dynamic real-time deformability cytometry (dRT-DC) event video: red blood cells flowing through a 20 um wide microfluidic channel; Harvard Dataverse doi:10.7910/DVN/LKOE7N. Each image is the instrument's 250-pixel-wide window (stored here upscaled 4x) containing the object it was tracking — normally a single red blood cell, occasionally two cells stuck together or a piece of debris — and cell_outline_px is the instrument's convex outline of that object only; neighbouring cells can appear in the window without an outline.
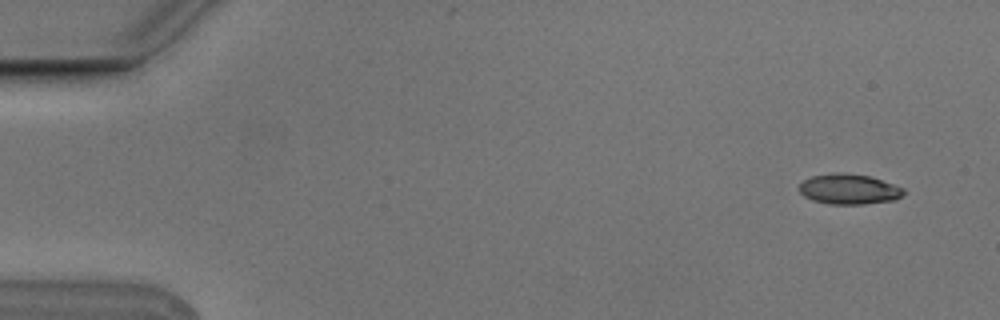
{"species": "Egyptian fruit bat (a non-hibernating species)", "species_latin": "Rousettus aegyptiacus", "temperature_condition": "cold", "stored_images_in_passage": 6, "camera_frame_rate_fps": 3000, "um_per_image_px": 0.085, "animal": {"sex": "male"}, "frame": {"image": 1, "passage_image": 1, "time_ms": 0.0, "image_size_px": [1000, 320], "cell_outline_px": [[904, 192], [896, 200], [864, 204], [828, 204], [812, 200], [804, 196], [800, 192], [800, 184], [804, 180], [812, 176], [832, 172], [840, 172], [872, 176], [904, 188]], "centroid_in_image_um": [72.17, 16.07], "position_along_channel_um": 12.8, "area_um2": 18.55}}